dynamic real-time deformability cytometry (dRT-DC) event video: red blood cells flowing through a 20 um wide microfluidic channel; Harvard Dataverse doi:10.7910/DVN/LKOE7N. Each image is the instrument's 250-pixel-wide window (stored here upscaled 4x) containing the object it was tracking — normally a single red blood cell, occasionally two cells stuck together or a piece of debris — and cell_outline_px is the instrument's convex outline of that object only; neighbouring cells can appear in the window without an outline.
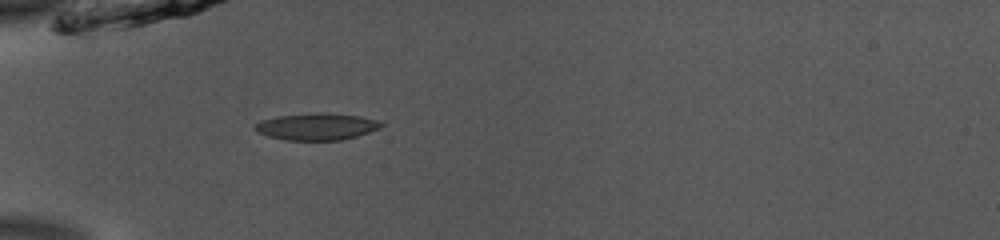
{"species": "common noctule bat (a hibernating species)", "species_latin": "Nyctalus noctula", "temperature_condition": "room temperature", "stored_images_in_passage": 37, "camera_frame_rate_fps": 3000, "um_per_image_px": 0.085, "animal": {"sex": "male", "body_mass_g": 13.0, "forearm_length_mm": 53.1}, "frame": {"image": 1, "passage_image": 1, "time_ms": 0.0, "image_size_px": [1000, 240], "cell_outline_px": [[384, 124], [380, 128], [356, 136], [340, 140], [284, 140], [268, 136], [252, 128], [260, 120], [276, 116], [320, 112], [324, 112], [360, 116], [376, 120]], "centroid_in_image_um": [26.89, 10.75], "position_along_channel_um": 58.1, "area_um2": 19.71}}
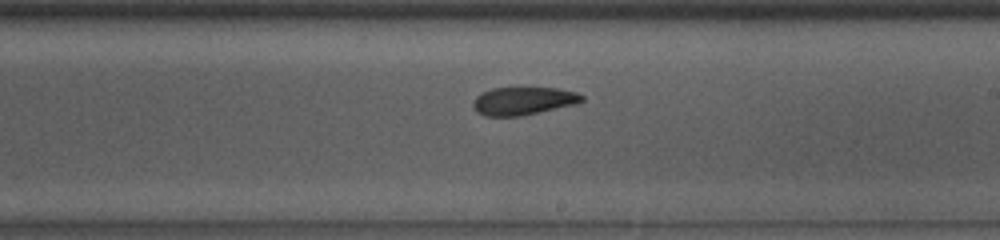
{"frame": {"image": 2, "passage_image": 16, "time_ms": 5.0, "image_size_px": [1000, 240], "cell_outline_px": [[584, 100], [576, 104], [520, 116], [484, 116], [476, 112], [472, 104], [476, 96], [492, 88], [556, 88], [576, 92], [584, 96]], "centroid_in_image_um": [44.47, 8.58], "position_along_channel_um": 244.5, "area_um2": 17.63}}
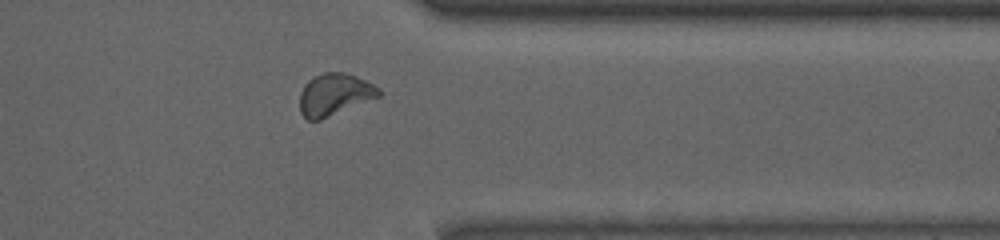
{"frame": {"image": 3, "passage_image": 27, "time_ms": 8.667, "image_size_px": [1000, 240], "cell_outline_px": [[380, 96], [320, 120], [308, 120], [300, 112], [300, 92], [304, 84], [312, 76], [324, 72], [344, 72], [356, 76], [380, 88]], "centroid_in_image_um": [28.4, 8.02], "position_along_channel_um": 383.0, "area_um2": 19.31}, "authors_computed_cell_mechanics": {"area_um2": 18.8428, "velocity_mm_per_s": 3.8551, "shape_relaxation_time_tau1_ms": 10.2086, "shape_relaxation_time_tau2_ms": 1.8912, "deformation_change_tau1": 0.1937, "deformation_change_tau2": 0.0781}}